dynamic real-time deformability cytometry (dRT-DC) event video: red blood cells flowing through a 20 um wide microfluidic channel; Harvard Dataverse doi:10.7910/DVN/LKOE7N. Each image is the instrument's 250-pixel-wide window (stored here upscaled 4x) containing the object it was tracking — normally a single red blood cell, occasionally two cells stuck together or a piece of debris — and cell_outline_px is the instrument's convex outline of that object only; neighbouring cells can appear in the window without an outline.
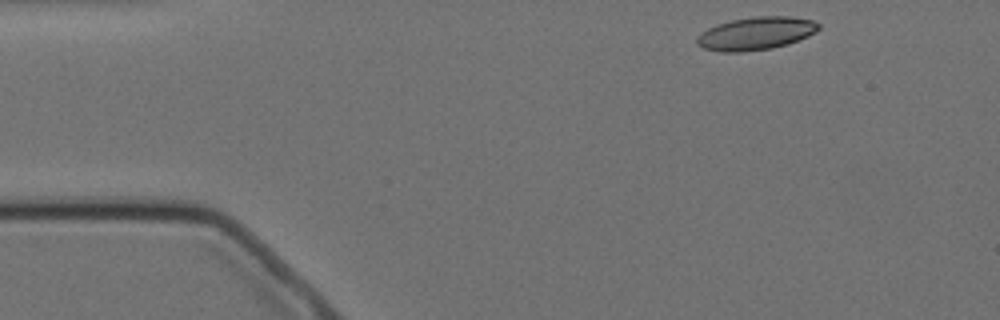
{"species": "Egyptian fruit bat (a non-hibernating species)", "species_latin": "Rousettus aegyptiacus", "temperature_condition": "cold", "stored_images_in_passage": 9, "camera_frame_rate_fps": 3000, "um_per_image_px": 0.085, "animal": {"sex": "female"}, "frame": {"image": 1, "passage_image": 1, "time_ms": 0.0, "image_size_px": [1000, 320], "cell_outline_px": [[820, 28], [816, 32], [808, 36], [788, 44], [772, 48], [740, 52], [720, 52], [704, 48], [696, 44], [696, 36], [708, 28], [716, 24], [732, 20], [756, 16], [792, 16], [812, 20], [820, 24]], "centroid_in_image_um": [64.25, 2.84], "position_along_channel_um": 20.8, "area_um2": 23.47}}
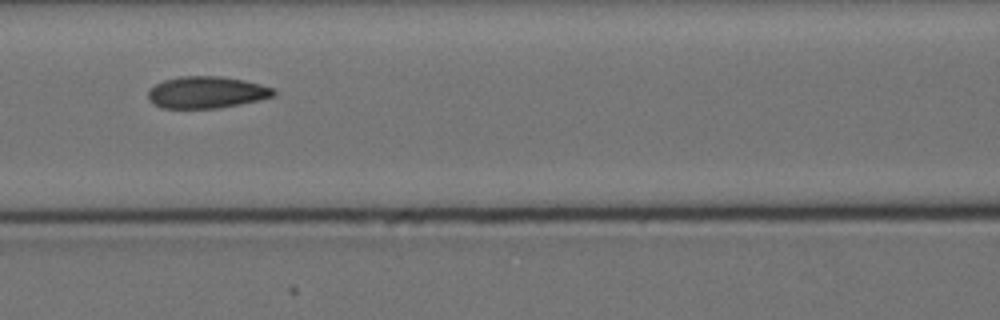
{"frame": {"image": 2, "passage_image": 6, "time_ms": 5.667, "image_size_px": [1000, 320], "cell_outline_px": [[276, 92], [272, 96], [260, 100], [220, 108], [160, 108], [152, 104], [148, 100], [148, 88], [164, 80], [180, 76], [220, 76], [244, 80], [260, 84], [272, 88]], "centroid_in_image_um": [17.51, 7.85], "position_along_channel_um": 149.1, "area_um2": 23.41}}
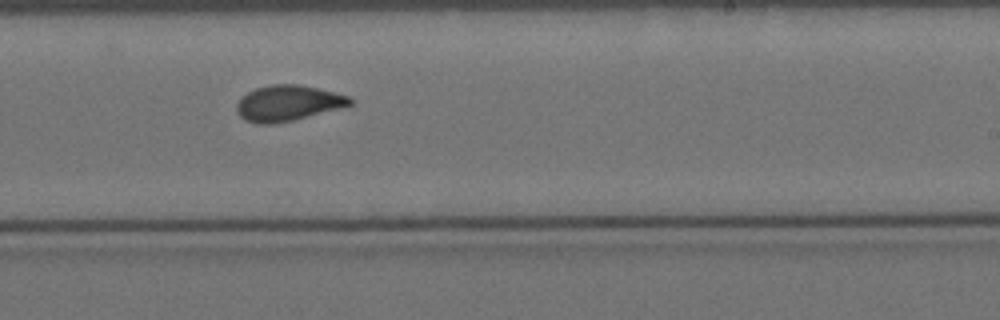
{"frame": {"image": 3, "passage_image": 9, "time_ms": 9.0, "image_size_px": [1000, 320], "cell_outline_px": [[352, 104], [344, 108], [292, 120], [272, 124], [256, 124], [244, 120], [240, 116], [236, 108], [236, 104], [248, 92], [256, 88], [272, 84], [296, 84], [316, 88], [352, 96]], "centroid_in_image_um": [24.51, 8.77], "position_along_channel_um": 264.5, "area_um2": 23.58}}